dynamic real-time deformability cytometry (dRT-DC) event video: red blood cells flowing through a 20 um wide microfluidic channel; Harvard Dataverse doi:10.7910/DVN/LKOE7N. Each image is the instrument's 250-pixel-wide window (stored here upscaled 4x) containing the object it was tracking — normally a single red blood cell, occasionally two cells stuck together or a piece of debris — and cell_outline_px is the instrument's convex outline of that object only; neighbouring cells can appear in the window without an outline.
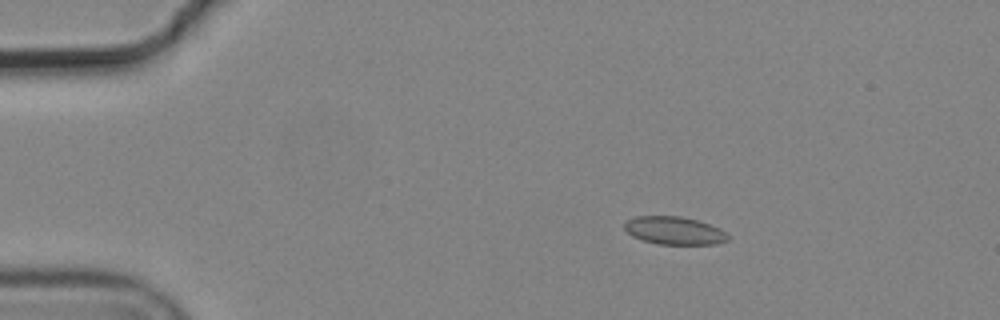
{"species": "common noctule bat (a hibernating species)", "species_latin": "Nyctalus noctula", "temperature_condition": "cold", "stored_images_in_passage": 5, "camera_frame_rate_fps": 3000, "um_per_image_px": 0.085, "animal": {"sex": "male", "body_mass_g": 19.2, "forearm_length_mm": 51.8}, "frame": {"image": 1, "passage_image": 3, "time_ms": 0.667, "image_size_px": [1000, 320], "cell_outline_px": [[728, 240], [716, 244], [656, 244], [632, 236], [624, 228], [624, 224], [628, 220], [636, 216], [680, 216], [696, 220], [720, 228], [728, 236]], "centroid_in_image_um": [57.3, 19.6], "position_along_channel_um": 27.7, "area_um2": 16.65}}